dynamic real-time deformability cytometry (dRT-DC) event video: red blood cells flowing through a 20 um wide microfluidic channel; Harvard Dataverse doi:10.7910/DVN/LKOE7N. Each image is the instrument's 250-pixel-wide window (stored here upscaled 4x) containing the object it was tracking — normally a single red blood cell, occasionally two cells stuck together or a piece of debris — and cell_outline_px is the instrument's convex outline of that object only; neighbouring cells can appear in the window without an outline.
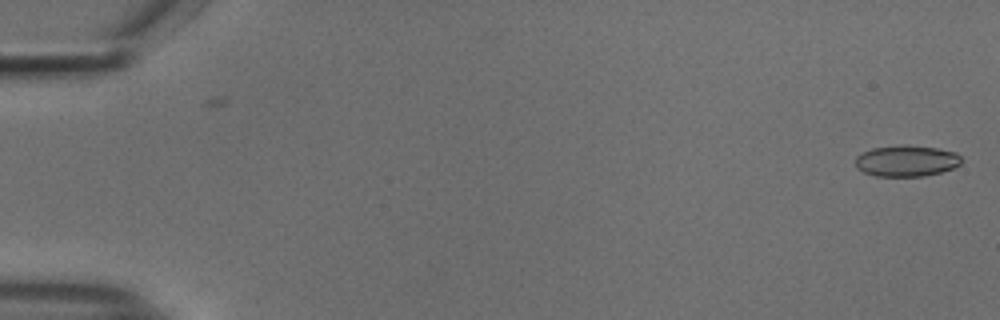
{"species": "common noctule bat (a hibernating species)", "species_latin": "Nyctalus noctula", "temperature_condition": "cold", "stored_images_in_passage": 54, "camera_frame_rate_fps": 3000, "um_per_image_px": 0.085, "animal": {"sex": "male", "body_mass_g": 18.8}, "frame": {"image": 1, "passage_image": 1, "time_ms": 0.0, "image_size_px": [1000, 320], "cell_outline_px": [[964, 160], [960, 164], [952, 168], [940, 172], [924, 176], [876, 176], [864, 172], [856, 168], [856, 156], [872, 148], [900, 144], [904, 144], [936, 148], [956, 152]], "centroid_in_image_um": [77.06, 13.66], "position_along_channel_um": 7.9, "area_um2": 19.36}}
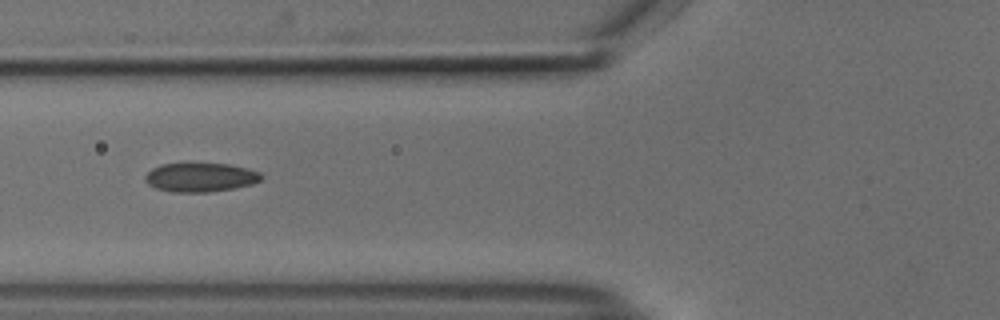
{"frame": {"image": 2, "passage_image": 21, "time_ms": 6.667, "image_size_px": [1000, 320], "cell_outline_px": [[264, 176], [260, 180], [252, 184], [236, 188], [208, 192], [172, 192], [156, 188], [148, 184], [144, 180], [144, 176], [152, 168], [160, 164], [228, 164], [248, 168], [260, 172]], "centroid_in_image_um": [17.04, 15.08], "position_along_channel_um": 108.8, "area_um2": 19.65}}
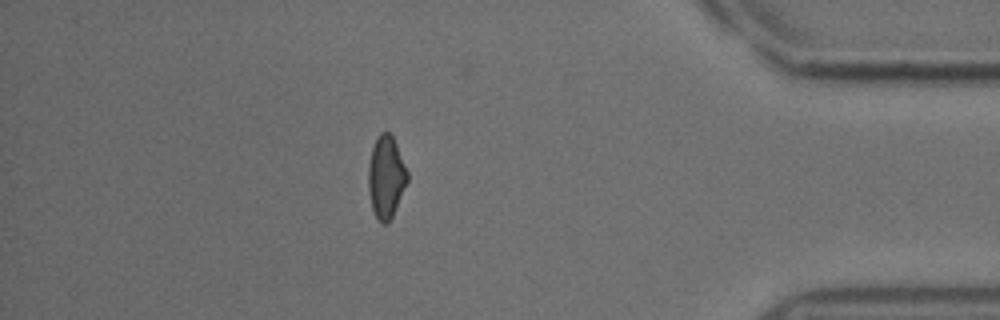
{"frame": {"image": 3, "passage_image": 47, "time_ms": 15.333, "image_size_px": [1000, 320], "cell_outline_px": [[408, 180], [392, 216], [388, 224], [380, 224], [372, 208], [368, 192], [368, 164], [372, 148], [380, 132], [388, 132], [392, 136], [396, 144], [408, 172]], "centroid_in_image_um": [32.8, 15.07], "position_along_channel_um": 402.4, "area_um2": 18.61}, "authors_computed_cell_mechanics": {"area_um2": 19.4786, "velocity_mm_per_s": 3.7882, "shape_relaxation_time_tau1_ms": null, "shape_relaxation_time_tau2_ms": 3.555, "deformation_change_tau1": null, "deformation_change_tau2": 0.1016}}